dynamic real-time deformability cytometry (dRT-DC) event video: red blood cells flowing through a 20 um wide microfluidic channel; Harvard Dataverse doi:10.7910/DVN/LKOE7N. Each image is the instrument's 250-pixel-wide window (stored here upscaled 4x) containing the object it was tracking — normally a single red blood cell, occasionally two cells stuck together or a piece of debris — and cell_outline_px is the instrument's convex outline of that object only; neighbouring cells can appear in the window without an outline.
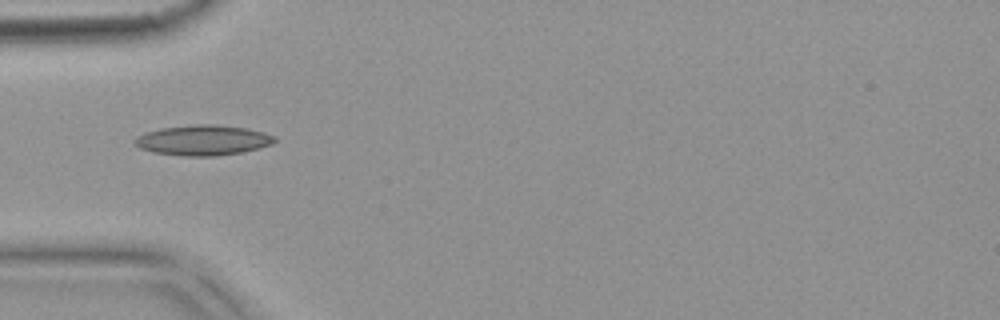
{"species": "common noctule bat (a hibernating species)", "species_latin": "Nyctalus noctula", "temperature_condition": "warm", "stored_images_in_passage": 7, "camera_frame_rate_fps": 3000, "um_per_image_px": 0.085, "animal": {"sex": "female", "body_mass_g": 18.4}, "frame": {"image": 1, "passage_image": 3, "time_ms": 0.667, "image_size_px": [1000, 320], "cell_outline_px": [[276, 140], [272, 144], [244, 152], [216, 156], [184, 156], [152, 152], [140, 148], [132, 140], [136, 136], [144, 132], [160, 128], [196, 124], [216, 124], [244, 128], [276, 136]], "centroid_in_image_um": [17.21, 11.92], "position_along_channel_um": 67.8, "area_um2": 24.74}}
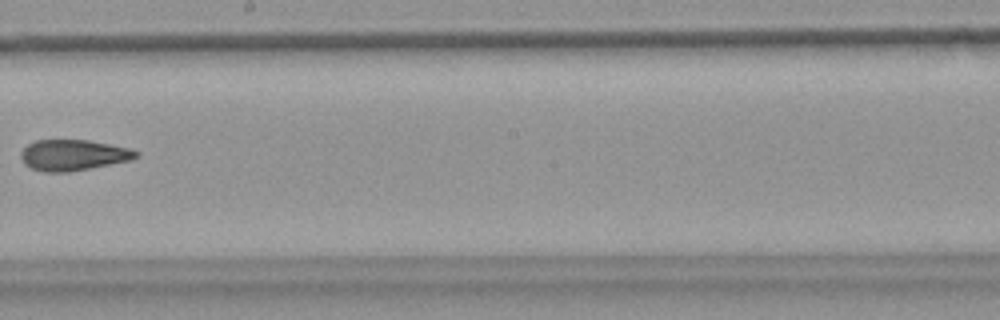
{"frame": {"image": 2, "passage_image": 7, "time_ms": 2.0, "image_size_px": [1000, 320], "cell_outline_px": [[140, 156], [132, 160], [68, 172], [44, 172], [32, 168], [24, 164], [20, 156], [20, 152], [28, 144], [36, 140], [88, 140], [128, 148], [140, 152]], "centroid_in_image_um": [6.23, 13.18], "position_along_channel_um": 242.0, "area_um2": 20.69}}